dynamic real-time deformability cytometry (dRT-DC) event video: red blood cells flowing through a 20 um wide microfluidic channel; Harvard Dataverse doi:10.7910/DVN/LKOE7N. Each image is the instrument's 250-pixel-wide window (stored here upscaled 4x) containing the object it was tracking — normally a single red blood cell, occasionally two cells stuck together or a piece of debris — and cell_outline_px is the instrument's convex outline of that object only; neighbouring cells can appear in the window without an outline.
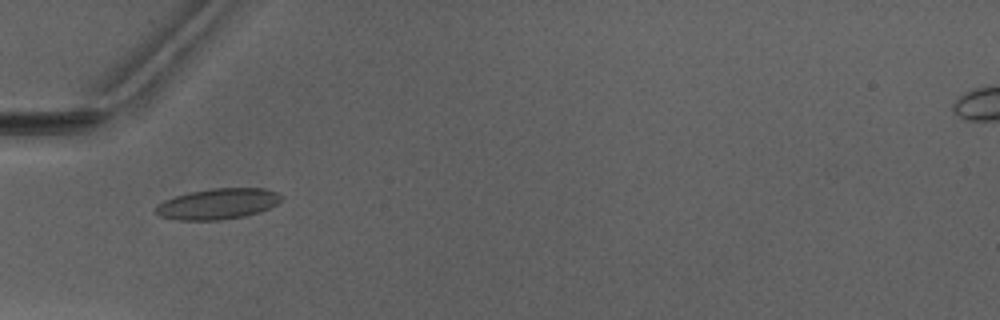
{"species": "Egyptian fruit bat (a non-hibernating species)", "species_latin": "Rousettus aegyptiacus", "temperature_condition": "warm", "stored_images_in_passage": 7, "camera_frame_rate_fps": 3000, "um_per_image_px": 0.085, "animal": {"sex": "male"}, "frame": {"image": 1, "passage_image": 5, "time_ms": 4.667, "image_size_px": [1000, 320], "cell_outline_px": [[284, 196], [276, 204], [260, 212], [244, 216], [220, 220], [180, 220], [160, 216], [156, 212], [156, 204], [164, 200], [188, 192], [212, 188], [264, 188], [276, 192]], "centroid_in_image_um": [18.52, 17.32], "position_along_channel_um": 66.5, "area_um2": 22.48}}
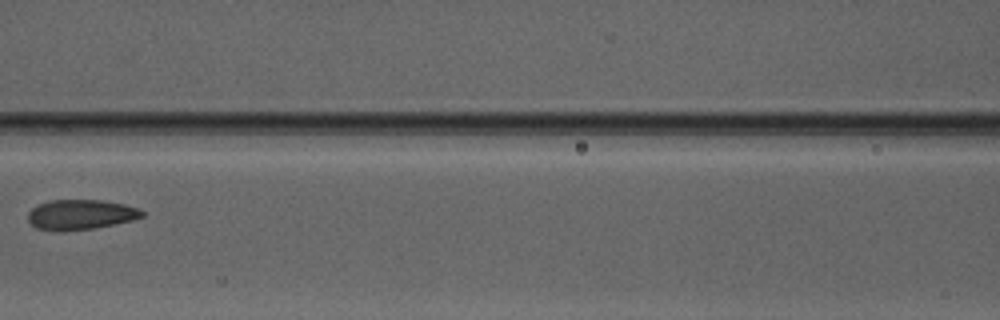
{"frame": {"image": 2, "passage_image": 7, "time_ms": 7.0, "image_size_px": [1000, 320], "cell_outline_px": [[144, 216], [132, 220], [92, 228], [60, 232], [56, 232], [36, 228], [28, 220], [28, 212], [32, 208], [48, 200], [100, 200], [124, 204], [136, 208], [144, 212]], "centroid_in_image_um": [6.81, 18.25], "position_along_channel_um": 159.8, "area_um2": 19.88}}